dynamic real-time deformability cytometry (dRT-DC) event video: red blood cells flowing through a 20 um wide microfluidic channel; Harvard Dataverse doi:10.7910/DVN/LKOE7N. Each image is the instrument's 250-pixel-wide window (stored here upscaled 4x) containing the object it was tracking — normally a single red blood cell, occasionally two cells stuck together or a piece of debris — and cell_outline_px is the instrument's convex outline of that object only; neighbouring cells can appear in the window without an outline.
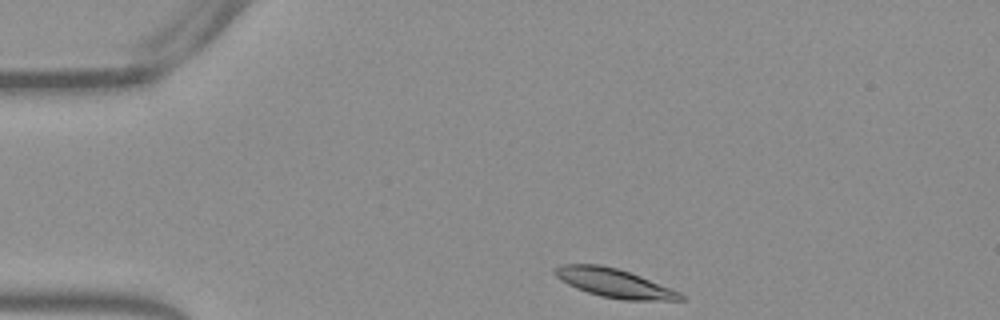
{"species": "Egyptian fruit bat (a non-hibernating species)", "species_latin": "Rousettus aegyptiacus", "temperature_condition": "warm", "stored_images_in_passage": 36, "camera_frame_rate_fps": 3000, "um_per_image_px": 0.085, "frame": {"image": 1, "passage_image": 1, "time_ms": 0.0, "image_size_px": [1000, 320], "cell_outline_px": [[684, 300], [624, 300], [600, 296], [576, 288], [560, 280], [552, 272], [552, 268], [560, 264], [600, 264], [616, 268], [640, 276], [680, 292], [684, 296]], "centroid_in_image_um": [52.15, 24.05], "position_along_channel_um": 32.8, "area_um2": 20.98}}
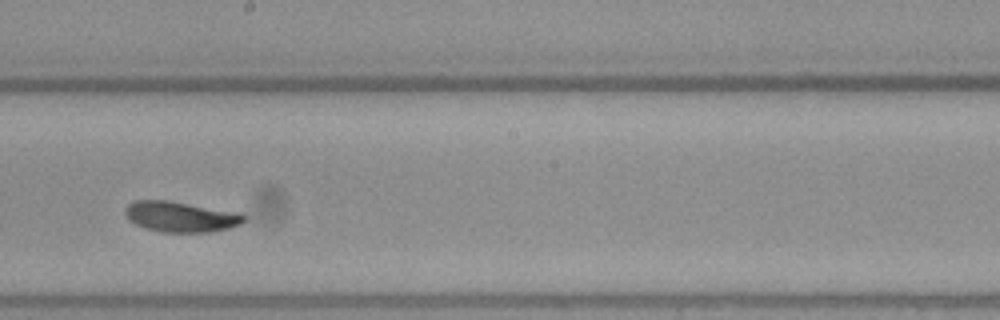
{"frame": {"image": 2, "passage_image": 21, "time_ms": 6.667, "image_size_px": [1000, 320], "cell_outline_px": [[248, 216], [240, 224], [228, 228], [212, 232], [160, 232], [144, 228], [128, 220], [124, 212], [124, 208], [128, 204], [136, 200], [168, 200], [240, 212]], "centroid_in_image_um": [15.36, 18.42], "position_along_channel_um": 232.8, "area_um2": 21.39}}
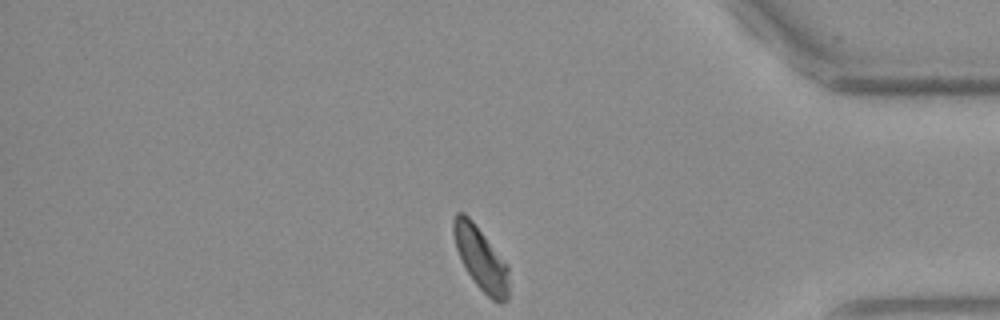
{"frame": {"image": 3, "passage_image": 36, "time_ms": 11.667, "image_size_px": [1000, 320], "cell_outline_px": [[508, 300], [500, 304], [492, 300], [476, 284], [468, 272], [456, 248], [452, 232], [452, 220], [456, 212], [464, 212], [472, 220], [508, 264]], "centroid_in_image_um": [40.87, 21.96], "position_along_channel_um": 394.3, "area_um2": 20.29}, "authors_computed_cell_mechanics": {"area_um2": 20.9814, "velocity_mm_per_s": 3.7723, "shape_relaxation_time_tau1_ms": 1.9975, "shape_relaxation_time_tau2_ms": 4.0957, "deformation_change_tau1": 0.0894, "deformation_change_tau2": 0.0707}}